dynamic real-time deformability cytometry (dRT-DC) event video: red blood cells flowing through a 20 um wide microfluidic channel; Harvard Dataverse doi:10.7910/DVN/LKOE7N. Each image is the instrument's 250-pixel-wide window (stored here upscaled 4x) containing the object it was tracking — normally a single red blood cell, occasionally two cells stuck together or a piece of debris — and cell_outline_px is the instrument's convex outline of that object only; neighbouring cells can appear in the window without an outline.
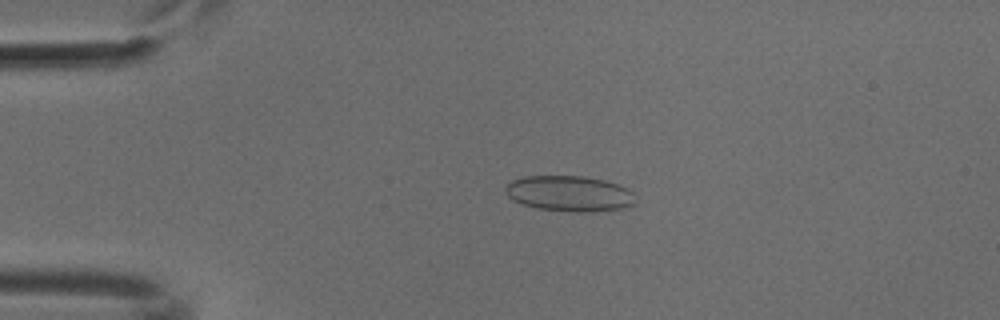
{"species": "common noctule bat (a hibernating species)", "species_latin": "Nyctalus noctula", "temperature_condition": "cold", "stored_images_in_passage": 51, "camera_frame_rate_fps": 3000, "um_per_image_px": 0.085, "animal": {"sex": "male", "body_mass_g": 18.8}, "frame": {"image": 1, "passage_image": 11, "time_ms": 3.333, "image_size_px": [1000, 320], "cell_outline_px": [[636, 204], [624, 208], [592, 212], [572, 212], [536, 208], [512, 200], [504, 192], [504, 188], [512, 180], [524, 176], [584, 176], [604, 180], [628, 188], [632, 192], [636, 200]], "centroid_in_image_um": [48.41, 16.46], "position_along_channel_um": 36.6, "area_um2": 27.22}}
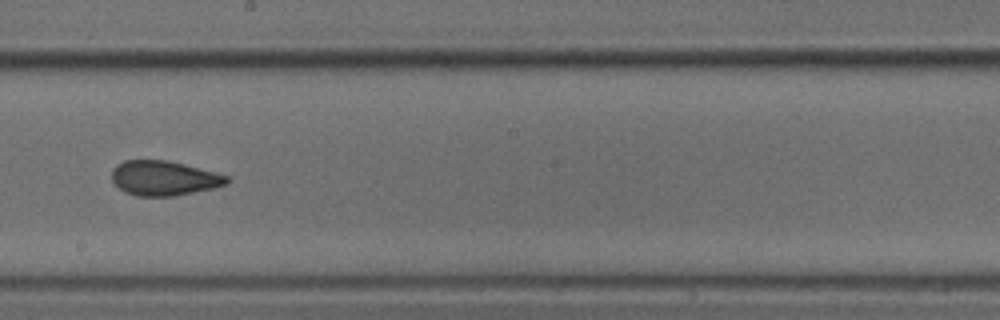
{"frame": {"image": 2, "passage_image": 29, "time_ms": 9.333, "image_size_px": [1000, 320], "cell_outline_px": [[232, 180], [228, 184], [216, 188], [172, 196], [136, 196], [124, 192], [112, 180], [112, 168], [116, 164], [124, 160], [168, 160], [216, 172], [228, 176]], "centroid_in_image_um": [13.96, 15.14], "position_along_channel_um": 234.2, "area_um2": 23.52}}
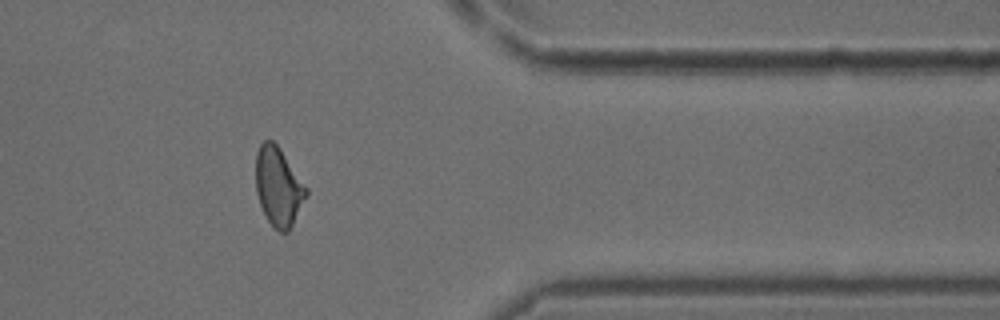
{"frame": {"image": 3, "passage_image": 42, "time_ms": 13.667, "image_size_px": [1000, 320], "cell_outline_px": [[308, 196], [288, 232], [280, 232], [268, 220], [260, 204], [256, 192], [256, 152], [260, 144], [264, 140], [272, 140], [280, 148], [308, 188]], "centroid_in_image_um": [23.68, 15.85], "position_along_channel_um": 387.7, "area_um2": 23.12}}